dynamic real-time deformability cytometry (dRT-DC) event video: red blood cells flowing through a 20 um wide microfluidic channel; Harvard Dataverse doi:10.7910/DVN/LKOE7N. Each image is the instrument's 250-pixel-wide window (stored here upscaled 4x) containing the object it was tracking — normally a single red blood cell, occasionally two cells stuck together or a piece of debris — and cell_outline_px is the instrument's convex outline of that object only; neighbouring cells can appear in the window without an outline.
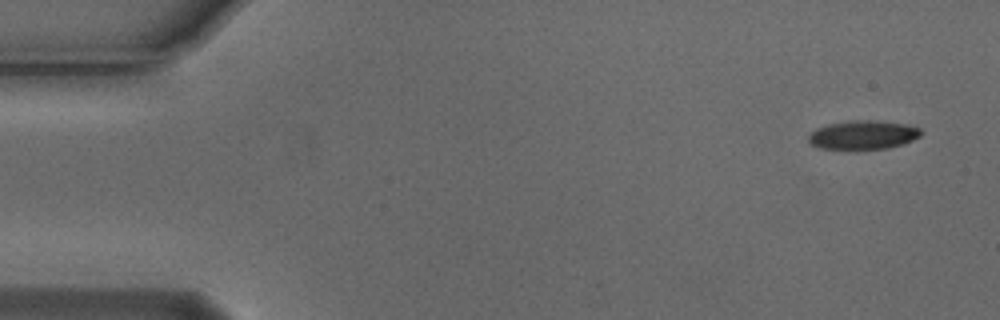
{"species": "Egyptian fruit bat (a non-hibernating species)", "species_latin": "Rousettus aegyptiacus", "temperature_condition": "cold", "stored_images_in_passage": 4, "camera_frame_rate_fps": 3000, "um_per_image_px": 0.085, "animal": {"sex": "male"}, "frame": {"image": 1, "passage_image": 1, "time_ms": 0.0, "image_size_px": [1000, 320], "cell_outline_px": [[920, 136], [912, 140], [888, 148], [820, 148], [812, 144], [808, 140], [808, 136], [816, 128], [828, 124], [852, 120], [860, 120], [904, 124], [920, 128]], "centroid_in_image_um": [73.33, 11.46], "position_along_channel_um": 11.7, "area_um2": 18.21}}